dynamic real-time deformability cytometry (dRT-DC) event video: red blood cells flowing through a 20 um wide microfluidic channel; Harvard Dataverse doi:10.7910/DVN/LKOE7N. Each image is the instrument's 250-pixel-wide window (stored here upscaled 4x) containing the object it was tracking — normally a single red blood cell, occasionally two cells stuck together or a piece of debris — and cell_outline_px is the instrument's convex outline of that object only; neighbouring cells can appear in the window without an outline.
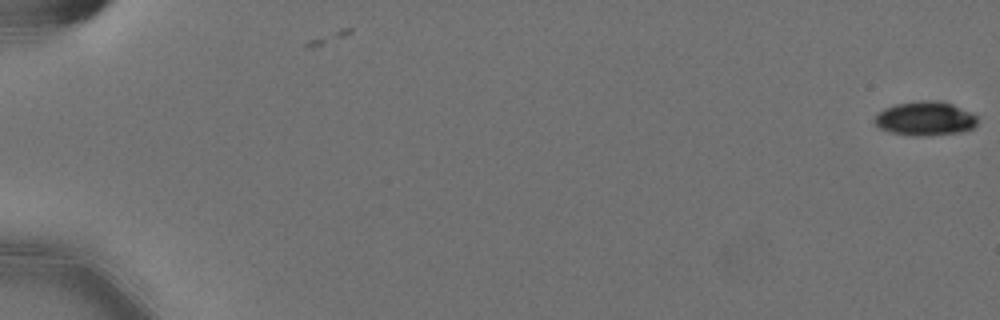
{"species": "Egyptian fruit bat (a non-hibernating species)", "species_latin": "Rousettus aegyptiacus", "temperature_condition": "cold", "stored_images_in_passage": 2, "camera_frame_rate_fps": 3000, "um_per_image_px": 0.085, "animal": {"sex": "female"}, "frame": {"image": 1, "passage_image": 2, "time_ms": 0.333, "image_size_px": [1000, 320], "cell_outline_px": [[976, 124], [972, 128], [960, 132], [924, 136], [916, 136], [892, 132], [880, 128], [872, 120], [884, 108], [896, 104], [920, 100], [940, 100], [952, 104], [972, 112], [976, 116]], "centroid_in_image_um": [78.64, 10.06], "position_along_channel_um": 6.4, "area_um2": 20.35}}